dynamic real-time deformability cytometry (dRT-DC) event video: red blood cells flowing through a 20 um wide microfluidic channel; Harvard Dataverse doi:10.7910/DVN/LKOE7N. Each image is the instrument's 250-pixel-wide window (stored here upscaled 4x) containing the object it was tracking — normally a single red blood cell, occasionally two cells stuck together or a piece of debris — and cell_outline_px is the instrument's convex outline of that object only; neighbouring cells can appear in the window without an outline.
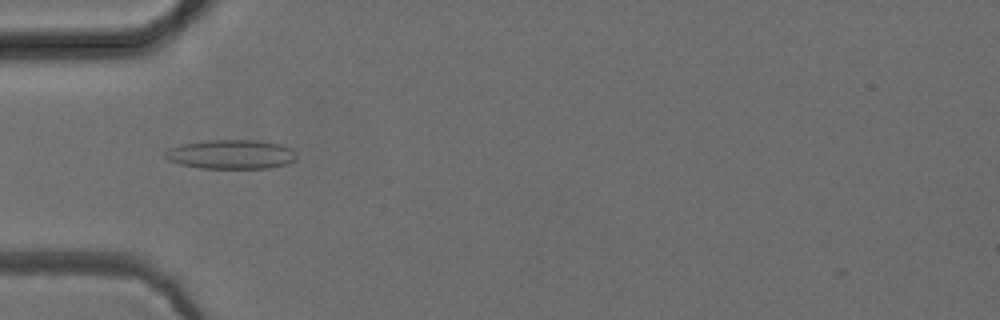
{"species": "common noctule bat (a hibernating species)", "species_latin": "Nyctalus noctula", "temperature_condition": "cold", "stored_images_in_passage": 52, "camera_frame_rate_fps": 3000, "um_per_image_px": 0.085, "animal": {"sex": "female", "body_mass_g": 24.6, "forearm_length_mm": 56.2}, "frame": {"image": 1, "passage_image": 17, "time_ms": 5.333, "image_size_px": [1000, 320], "cell_outline_px": [[296, 160], [288, 164], [268, 168], [200, 168], [180, 164], [168, 160], [164, 156], [164, 152], [168, 148], [180, 144], [204, 140], [260, 140], [280, 144], [292, 148], [296, 152]], "centroid_in_image_um": [19.65, 13.11], "position_along_channel_um": 65.4, "area_um2": 22.72}}
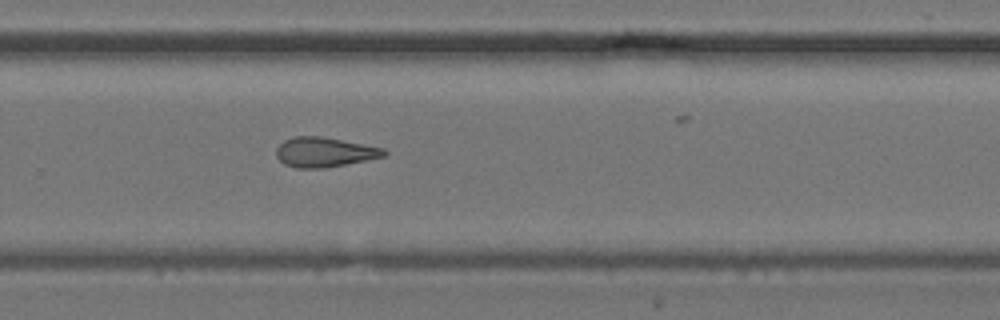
{"frame": {"image": 2, "passage_image": 35, "time_ms": 11.333, "image_size_px": [1000, 320], "cell_outline_px": [[388, 152], [384, 156], [368, 160], [324, 168], [296, 168], [284, 164], [276, 156], [276, 148], [284, 140], [296, 136], [320, 136], [384, 148]], "centroid_in_image_um": [27.56, 12.94], "position_along_channel_um": 302.2, "area_um2": 18.61}}
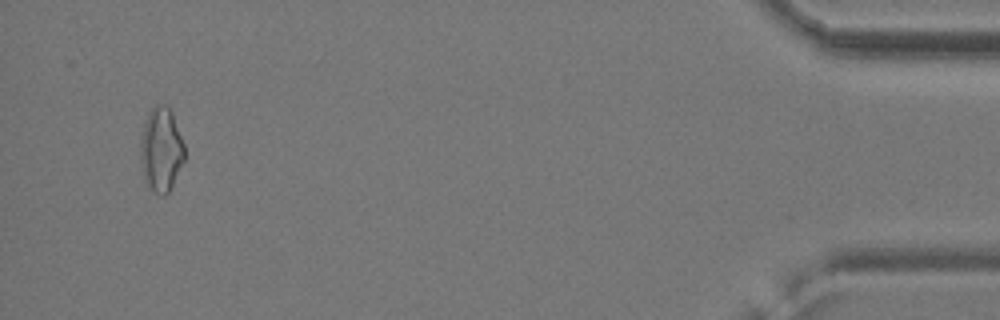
{"frame": {"image": 3, "passage_image": 50, "time_ms": 16.333, "image_size_px": [1000, 320], "cell_outline_px": [[184, 160], [168, 192], [164, 196], [160, 196], [144, 180], [140, 160], [140, 140], [144, 120], [152, 108], [156, 104], [168, 104], [172, 112], [184, 144]], "centroid_in_image_um": [13.68, 12.67], "position_along_channel_um": 421.5, "area_um2": 21.62}, "authors_computed_cell_mechanics": {"area_um2": 19.7387, "velocity_mm_per_s": 3.9582, "shape_relaxation_time_tau1_ms": null, "shape_relaxation_time_tau2_ms": 6.0284, "deformation_change_tau1": null, "deformation_change_tau2": 0.175}}